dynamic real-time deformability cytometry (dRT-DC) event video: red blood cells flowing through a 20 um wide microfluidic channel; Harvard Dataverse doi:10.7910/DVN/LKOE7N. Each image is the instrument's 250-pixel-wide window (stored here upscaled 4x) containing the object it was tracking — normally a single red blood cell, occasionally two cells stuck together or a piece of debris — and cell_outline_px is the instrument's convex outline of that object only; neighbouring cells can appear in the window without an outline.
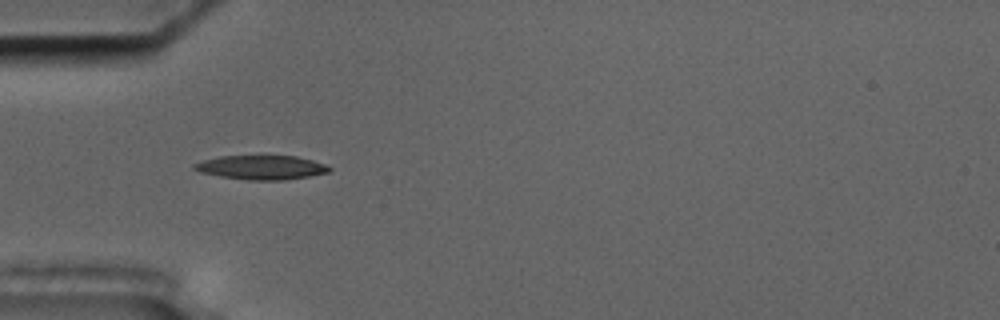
{"species": "common noctule bat (a hibernating species)", "species_latin": "Nyctalus noctula", "temperature_condition": "cold", "stored_images_in_passage": 42, "camera_frame_rate_fps": 3000, "um_per_image_px": 0.085, "animal": {"sex": "male", "body_mass_g": 17.5, "forearm_length_mm": 52.3}, "frame": {"image": 1, "passage_image": 3, "time_ms": 0.667, "image_size_px": [1000, 320], "cell_outline_px": [[332, 168], [328, 172], [308, 176], [284, 180], [248, 180], [220, 176], [200, 172], [192, 168], [192, 164], [204, 160], [220, 156], [296, 156], [312, 160], [324, 164]], "centroid_in_image_um": [22.19, 14.23], "position_along_channel_um": 62.8, "area_um2": 18.84}}
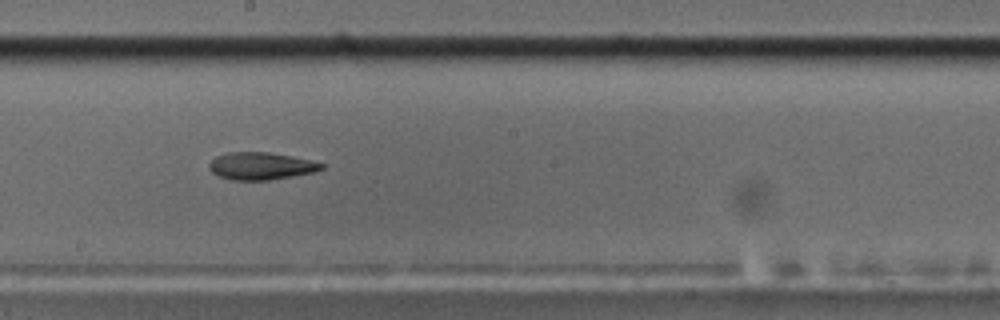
{"frame": {"image": 2, "passage_image": 17, "time_ms": 5.333, "image_size_px": [1000, 320], "cell_outline_px": [[324, 168], [316, 172], [268, 180], [232, 180], [220, 176], [212, 172], [208, 168], [208, 164], [216, 156], [228, 152], [268, 152], [292, 156], [324, 164]], "centroid_in_image_um": [22.17, 14.11], "position_along_channel_um": 226.0, "area_um2": 17.86}}
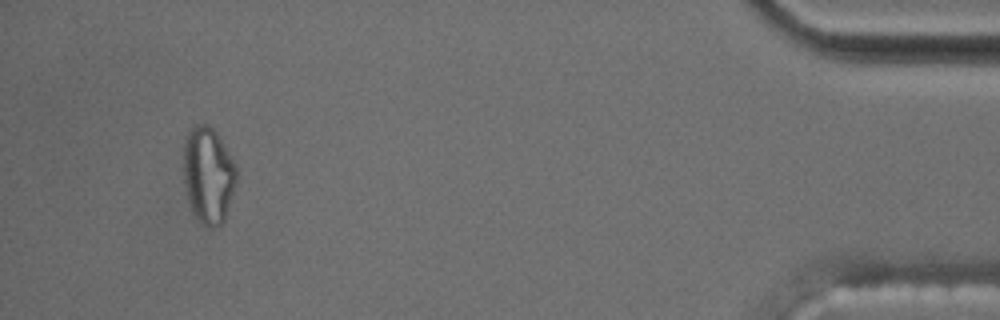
{"frame": {"image": 3, "passage_image": 39, "time_ms": 12.667, "image_size_px": [1000, 320], "cell_outline_px": [[236, 184], [224, 220], [220, 224], [208, 228], [192, 212], [188, 200], [184, 184], [184, 140], [188, 132], [196, 124], [208, 124], [216, 132], [236, 164]], "centroid_in_image_um": [17.7, 14.86], "position_along_channel_um": 417.5, "area_um2": 29.59}, "authors_computed_cell_mechanics": {"area_um2": 19.1318, "velocity_mm_per_s": 3.5447, "shape_relaxation_time_tau1_ms": null, "shape_relaxation_time_tau2_ms": 10.4234, "deformation_change_tau1": null, "deformation_change_tau2": 0.1732}}